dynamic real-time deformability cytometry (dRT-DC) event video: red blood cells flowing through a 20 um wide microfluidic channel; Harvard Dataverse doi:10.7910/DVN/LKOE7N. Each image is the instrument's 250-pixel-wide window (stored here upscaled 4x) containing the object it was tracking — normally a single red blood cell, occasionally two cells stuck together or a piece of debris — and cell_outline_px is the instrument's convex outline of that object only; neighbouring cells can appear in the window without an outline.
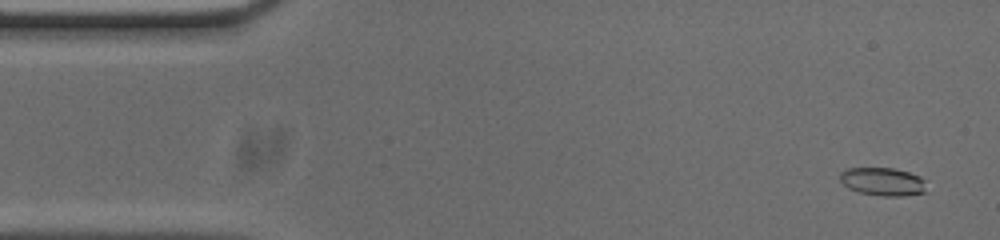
{"species": "common noctule bat (a hibernating species)", "species_latin": "Nyctalus noctula", "temperature_condition": "cold", "stored_images_in_passage": 53, "camera_frame_rate_fps": 3000, "um_per_image_px": 0.085, "animal": {"sex": "male", "body_mass_g": 20.0, "forearm_length_mm": 53.3}, "frame": {"image": 1, "passage_image": 3, "time_ms": 0.667, "image_size_px": [1000, 240], "cell_outline_px": [[924, 192], [904, 196], [880, 196], [860, 192], [848, 188], [840, 180], [840, 172], [848, 168], [892, 168], [908, 172], [920, 176], [924, 180]], "centroid_in_image_um": [75.01, 15.44], "position_along_channel_um": 10.0, "area_um2": 14.05}}
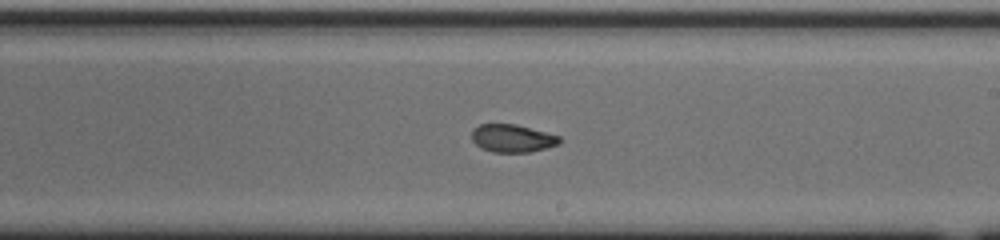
{"frame": {"image": 2, "passage_image": 30, "time_ms": 9.667, "image_size_px": [1000, 240], "cell_outline_px": [[560, 144], [528, 152], [492, 152], [480, 148], [472, 140], [472, 128], [480, 124], [516, 124], [560, 136]], "centroid_in_image_um": [43.52, 11.75], "position_along_channel_um": 245.5, "area_um2": 14.22}}
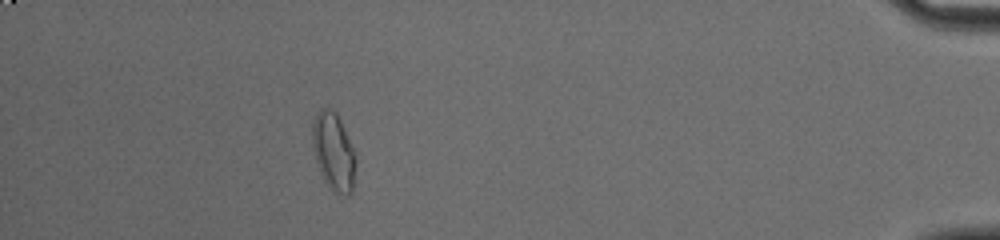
{"frame": {"image": 3, "passage_image": 48, "time_ms": 15.667, "image_size_px": [1000, 240], "cell_outline_px": [[356, 160], [352, 192], [348, 196], [344, 196], [332, 192], [324, 180], [320, 172], [316, 160], [312, 144], [312, 120], [320, 108], [332, 108], [336, 112], [356, 152]], "centroid_in_image_um": [28.36, 12.9], "position_along_channel_um": 406.8, "area_um2": 20.0}, "authors_computed_cell_mechanics": {"area_um2": 14.8546, "velocity_mm_per_s": 3.765, "shape_relaxation_time_tau1_ms": 9.0452, "shape_relaxation_time_tau2_ms": 0.8206, "deformation_change_tau1": 0.2278, "deformation_change_tau2": 0.0504}}